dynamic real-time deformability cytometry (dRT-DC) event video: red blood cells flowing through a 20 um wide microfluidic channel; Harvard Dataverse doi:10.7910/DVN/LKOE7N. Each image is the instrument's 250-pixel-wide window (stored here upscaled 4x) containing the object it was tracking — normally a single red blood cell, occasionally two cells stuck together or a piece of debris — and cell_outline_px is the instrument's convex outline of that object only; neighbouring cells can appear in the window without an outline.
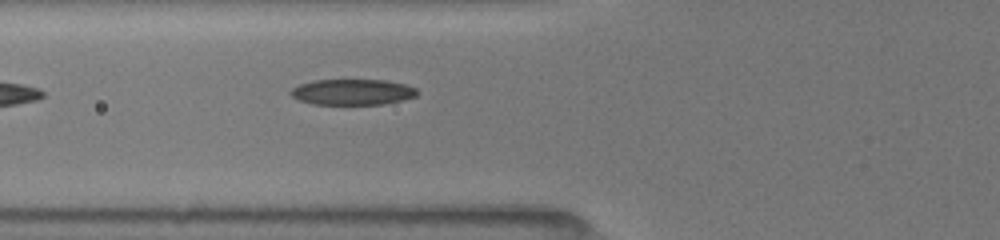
{"species": "common noctule bat (a hibernating species)", "species_latin": "Nyctalus noctula", "temperature_condition": "room temperature", "stored_images_in_passage": 4, "camera_frame_rate_fps": 3000, "um_per_image_px": 0.085, "animal": {"sex": "female", "body_mass_g": 19.5, "forearm_length_mm": 54.1}, "frame": {"image": 1, "passage_image": 4, "time_ms": 3.0, "image_size_px": [1000, 240], "cell_outline_px": [[420, 92], [416, 96], [404, 100], [384, 104], [312, 104], [300, 100], [292, 96], [288, 92], [292, 88], [300, 84], [312, 80], [384, 80], [408, 84], [416, 88]], "centroid_in_image_um": [30.0, 7.82], "position_along_channel_um": 95.8, "area_um2": 19.19}}